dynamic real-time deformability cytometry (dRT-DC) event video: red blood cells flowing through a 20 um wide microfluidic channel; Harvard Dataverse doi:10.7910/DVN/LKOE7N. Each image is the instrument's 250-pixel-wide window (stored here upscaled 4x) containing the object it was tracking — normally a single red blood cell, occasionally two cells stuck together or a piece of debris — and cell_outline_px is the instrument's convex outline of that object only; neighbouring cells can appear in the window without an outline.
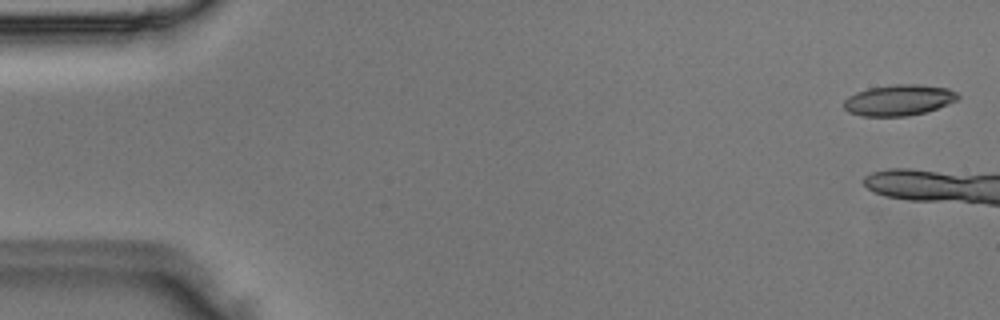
{"species": "Egyptian fruit bat (a non-hibernating species)", "species_latin": "Rousettus aegyptiacus", "temperature_condition": "room temperature", "stored_images_in_passage": 9, "camera_frame_rate_fps": 3000, "um_per_image_px": 0.085, "animal": {"sex": "male"}, "frame": {"image": 1, "passage_image": 1, "time_ms": 0.0, "image_size_px": [1000, 320], "cell_outline_px": [[960, 96], [956, 100], [948, 104], [924, 112], [908, 116], [860, 116], [848, 112], [844, 108], [844, 100], [848, 96], [856, 92], [868, 88], [896, 84], [920, 84], [948, 88], [956, 92]], "centroid_in_image_um": [76.38, 8.5], "position_along_channel_um": 8.6, "area_um2": 20.58}}